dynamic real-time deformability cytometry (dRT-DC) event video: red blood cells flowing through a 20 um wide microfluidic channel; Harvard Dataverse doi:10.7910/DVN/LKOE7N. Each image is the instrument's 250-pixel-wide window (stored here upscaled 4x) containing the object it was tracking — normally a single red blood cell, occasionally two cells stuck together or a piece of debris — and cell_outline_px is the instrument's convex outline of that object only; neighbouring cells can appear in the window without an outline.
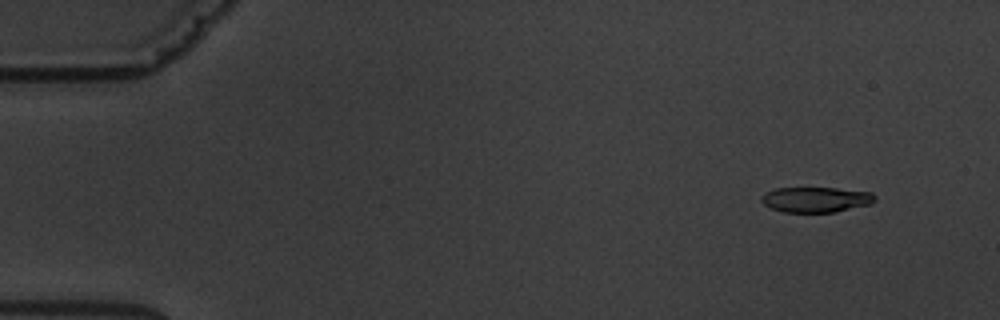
{"species": "common noctule bat (a hibernating species)", "species_latin": "Nyctalus noctula", "temperature_condition": "warm", "stored_images_in_passage": 6, "camera_frame_rate_fps": 3000, "um_per_image_px": 0.085, "animal": {"sex": "male", "body_mass_g": 19.5, "forearm_length_mm": 54.6}, "frame": {"image": 1, "passage_image": 1, "time_ms": 0.0, "image_size_px": [1000, 320], "cell_outline_px": [[876, 200], [872, 204], [836, 212], [784, 212], [772, 208], [764, 204], [760, 200], [760, 196], [764, 192], [776, 188], [836, 188], [872, 192], [876, 196]], "centroid_in_image_um": [69.37, 16.96], "position_along_channel_um": 15.6, "area_um2": 16.94}}
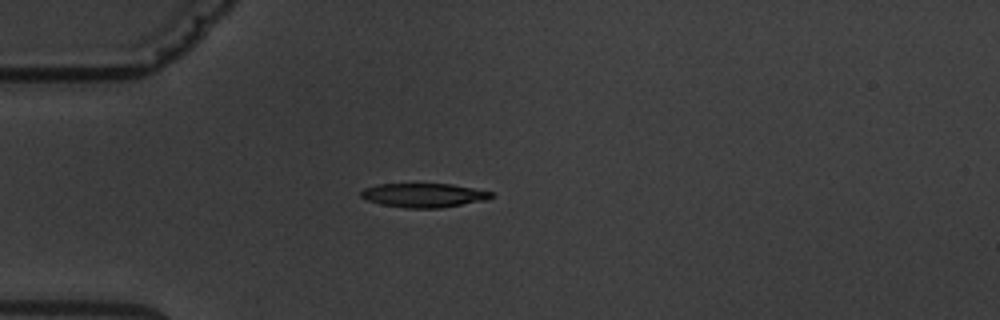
{"frame": {"image": 2, "passage_image": 4, "time_ms": 3.667, "image_size_px": [1000, 320], "cell_outline_px": [[496, 196], [488, 200], [440, 208], [404, 208], [380, 204], [368, 200], [360, 196], [360, 192], [364, 188], [380, 184], [452, 184], [492, 192]], "centroid_in_image_um": [36.05, 16.6], "position_along_channel_um": 49.0, "area_um2": 18.32}}